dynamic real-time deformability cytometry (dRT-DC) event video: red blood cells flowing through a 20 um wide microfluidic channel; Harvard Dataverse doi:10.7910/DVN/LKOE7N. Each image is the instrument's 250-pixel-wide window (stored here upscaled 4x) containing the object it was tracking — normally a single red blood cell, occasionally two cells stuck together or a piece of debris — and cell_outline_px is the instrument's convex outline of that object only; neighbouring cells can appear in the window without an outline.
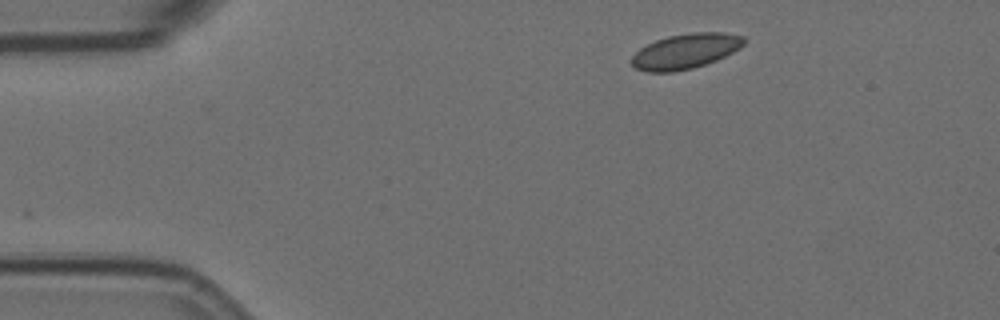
{"species": "Egyptian fruit bat (a non-hibernating species)", "species_latin": "Rousettus aegyptiacus", "temperature_condition": "room temperature", "stored_images_in_passage": 48, "camera_frame_rate_fps": 3000, "um_per_image_px": 0.085, "animal": {"sex": "female"}, "frame": {"image": 1, "passage_image": 1, "time_ms": 0.0, "image_size_px": [1000, 320], "cell_outline_px": [[744, 44], [740, 48], [716, 60], [692, 68], [672, 72], [648, 72], [636, 68], [628, 60], [640, 48], [656, 40], [668, 36], [692, 32], [724, 32], [744, 36]], "centroid_in_image_um": [58.25, 4.35], "position_along_channel_um": 26.7, "area_um2": 22.89}}
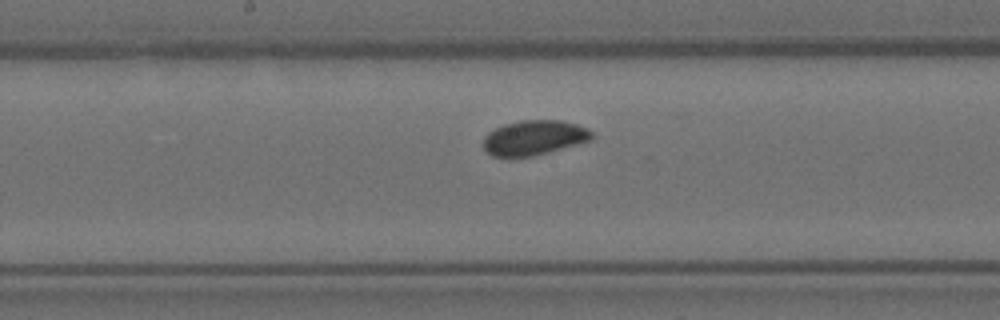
{"frame": {"image": 2, "passage_image": 21, "time_ms": 6.667, "image_size_px": [1000, 320], "cell_outline_px": [[592, 140], [532, 156], [508, 160], [492, 156], [484, 148], [484, 136], [492, 128], [504, 124], [520, 120], [560, 120], [576, 124], [588, 128], [592, 132]], "centroid_in_image_um": [45.33, 11.73], "position_along_channel_um": 202.9, "area_um2": 22.48}}
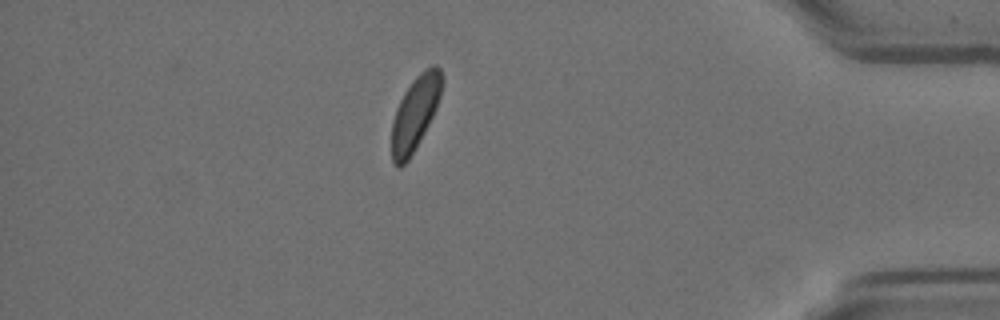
{"frame": {"image": 3, "passage_image": 41, "time_ms": 13.333, "image_size_px": [1000, 320], "cell_outline_px": [[444, 80], [440, 96], [436, 108], [424, 132], [408, 160], [400, 168], [396, 168], [392, 164], [392, 120], [396, 108], [404, 92], [412, 80], [420, 72], [432, 64], [436, 64], [440, 68], [444, 76]], "centroid_in_image_um": [35.29, 9.59], "position_along_channel_um": 399.9, "area_um2": 21.73}, "authors_computed_cell_mechanics": {"area_um2": 22.3108, "velocity_mm_per_s": 3.5698, "shape_relaxation_time_tau1_ms": 4.5073, "shape_relaxation_time_tau2_ms": null, "deformation_change_tau1": 0.0631, "deformation_change_tau2": null}}